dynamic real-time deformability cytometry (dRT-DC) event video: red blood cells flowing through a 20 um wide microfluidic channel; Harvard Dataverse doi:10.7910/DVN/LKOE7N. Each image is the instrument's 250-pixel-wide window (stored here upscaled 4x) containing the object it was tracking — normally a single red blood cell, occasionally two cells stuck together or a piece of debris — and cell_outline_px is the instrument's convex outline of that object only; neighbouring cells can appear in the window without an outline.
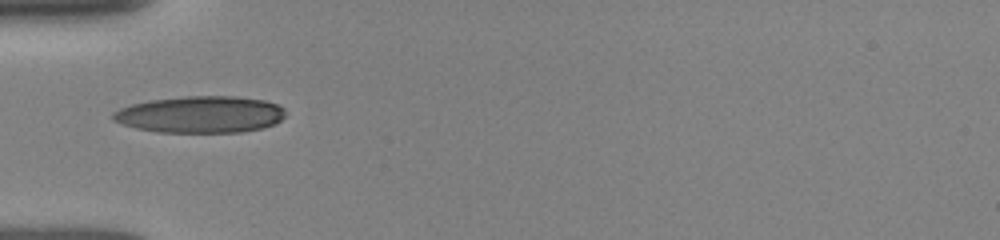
{"species": "human", "species_latin": "Homo sapiens", "temperature_condition": "room temperature", "stored_images_in_passage": 33, "camera_frame_rate_fps": 3000, "um_per_image_px": 0.085, "donor": {"sex": "female"}, "frame": {"image": 1, "passage_image": 1, "time_ms": 0.0, "image_size_px": [1000, 240], "cell_outline_px": [[284, 116], [280, 120], [272, 124], [260, 128], [240, 132], [156, 132], [136, 128], [120, 124], [112, 120], [112, 112], [120, 108], [132, 104], [152, 100], [184, 96], [236, 96], [264, 100], [276, 104], [284, 108]], "centroid_in_image_um": [16.99, 9.73], "position_along_channel_um": 68.0, "area_um2": 36.88}}
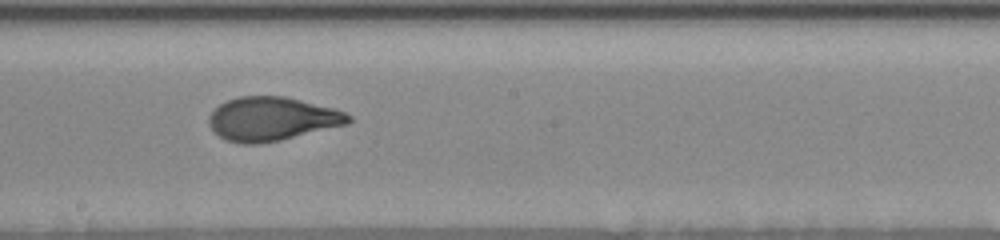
{"frame": {"image": 2, "passage_image": 13, "time_ms": 4.0, "image_size_px": [1000, 240], "cell_outline_px": [[352, 120], [348, 124], [280, 140], [260, 144], [244, 144], [224, 140], [208, 124], [208, 116], [220, 104], [228, 100], [240, 96], [284, 96], [332, 108], [344, 112], [352, 116]], "centroid_in_image_um": [23.1, 10.11], "position_along_channel_um": 225.1, "area_um2": 35.37}}
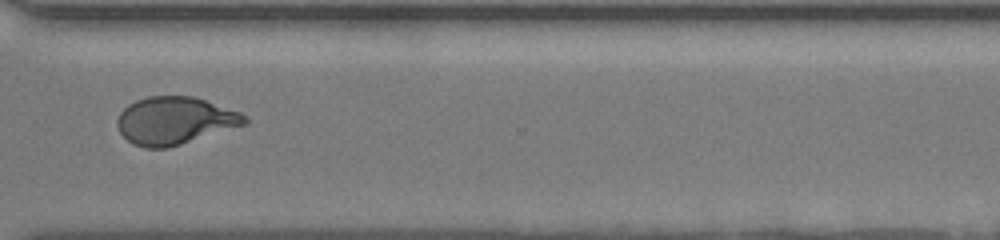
{"frame": {"image": 3, "passage_image": 23, "time_ms": 7.333, "image_size_px": [1000, 240], "cell_outline_px": [[248, 124], [168, 148], [144, 148], [132, 144], [120, 132], [116, 124], [116, 120], [120, 112], [128, 104], [136, 100], [148, 96], [192, 96], [240, 112], [248, 120]], "centroid_in_image_um": [14.83, 10.26], "position_along_channel_um": 355.8, "area_um2": 35.32}, "authors_computed_cell_mechanics": {"area_um2": 35.3158, "velocity_mm_per_s": 3.921, "shape_relaxation_time_tau1_ms": 3.8718, "shape_relaxation_time_tau2_ms": 0.8481, "deformation_change_tau1": 0.1895, "deformation_change_tau2": 0.0669}}